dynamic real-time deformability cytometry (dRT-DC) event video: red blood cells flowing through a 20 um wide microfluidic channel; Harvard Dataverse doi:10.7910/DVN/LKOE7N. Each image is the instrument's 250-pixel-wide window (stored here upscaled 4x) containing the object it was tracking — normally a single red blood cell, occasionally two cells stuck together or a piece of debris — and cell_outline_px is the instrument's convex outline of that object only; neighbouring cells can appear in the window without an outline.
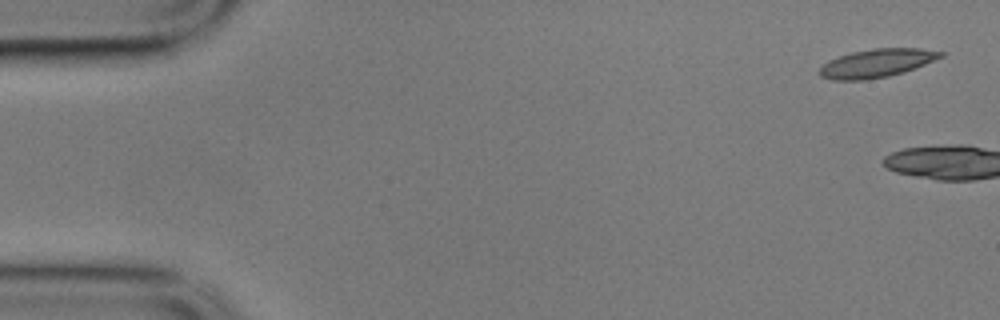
{"species": "common noctule bat (a hibernating species)", "species_latin": "Nyctalus noctula", "temperature_condition": "cold", "stored_images_in_passage": 4, "camera_frame_rate_fps": 3000, "um_per_image_px": 0.085, "animal": {"sex": "male", "body_mass_g": 17.9}, "frame": {"image": 1, "passage_image": 1, "time_ms": 0.0, "image_size_px": [1000, 320], "cell_outline_px": [[944, 56], [904, 72], [888, 76], [864, 80], [832, 80], [820, 76], [816, 72], [828, 60], [852, 52], [872, 48], [920, 48], [944, 52]], "centroid_in_image_um": [74.49, 5.37], "position_along_channel_um": 10.5, "area_um2": 20.0}}